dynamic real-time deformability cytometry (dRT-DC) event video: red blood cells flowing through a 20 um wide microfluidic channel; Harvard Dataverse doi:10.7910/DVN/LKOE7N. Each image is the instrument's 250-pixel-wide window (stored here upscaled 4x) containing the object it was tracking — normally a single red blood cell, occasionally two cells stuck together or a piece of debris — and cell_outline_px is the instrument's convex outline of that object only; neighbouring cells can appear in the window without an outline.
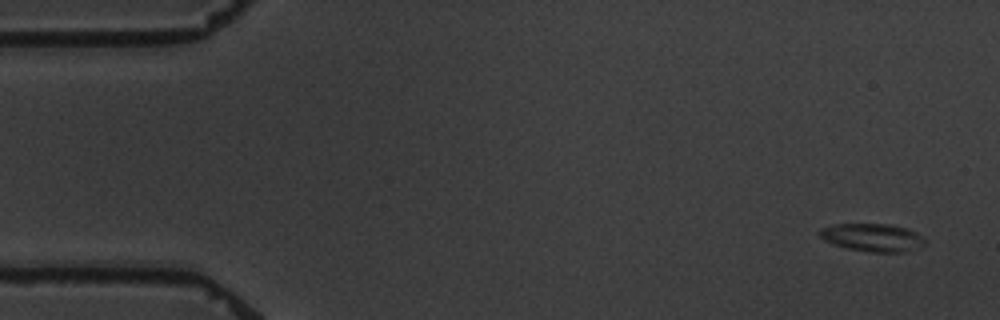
{"species": "common noctule bat (a hibernating species)", "species_latin": "Nyctalus noctula", "temperature_condition": "warm", "stored_images_in_passage": 4, "camera_frame_rate_fps": 3000, "um_per_image_px": 0.085, "animal": {"sex": "male", "body_mass_g": 19.5, "forearm_length_mm": 54.6}, "frame": {"image": 1, "passage_image": 1, "time_ms": 0.0, "image_size_px": [1000, 320], "cell_outline_px": [[924, 244], [920, 248], [904, 252], [868, 252], [848, 248], [832, 244], [824, 240], [816, 232], [820, 228], [832, 224], [892, 224], [908, 228], [916, 232], [924, 240]], "centroid_in_image_um": [74.13, 20.18], "position_along_channel_um": 10.9, "area_um2": 17.34}}